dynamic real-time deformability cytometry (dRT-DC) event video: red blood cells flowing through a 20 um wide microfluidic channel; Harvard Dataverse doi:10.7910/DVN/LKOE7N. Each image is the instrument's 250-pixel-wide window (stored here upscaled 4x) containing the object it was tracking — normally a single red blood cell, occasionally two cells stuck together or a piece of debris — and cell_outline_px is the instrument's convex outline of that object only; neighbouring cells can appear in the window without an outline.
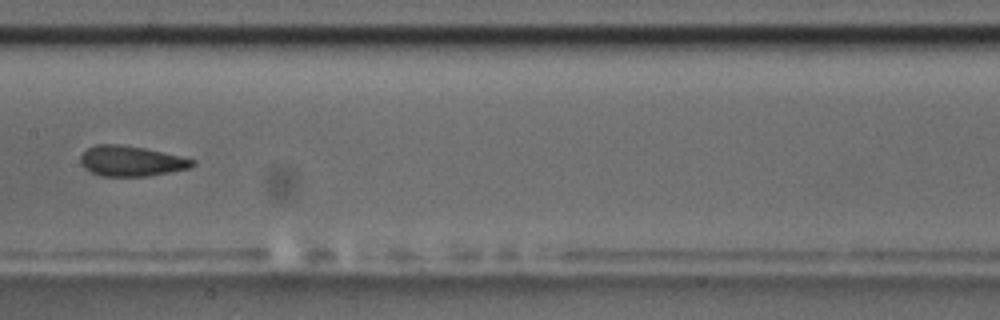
{"species": "common noctule bat (a hibernating species)", "species_latin": "Nyctalus noctula", "temperature_condition": "room temperature", "stored_images_in_passage": 9, "camera_frame_rate_fps": 3000, "um_per_image_px": 0.085, "animal": {"sex": "male", "body_mass_g": 17.5, "forearm_length_mm": 52.3}, "frame": {"image": 1, "passage_image": 8, "time_ms": 8.333, "image_size_px": [1000, 320], "cell_outline_px": [[196, 164], [188, 168], [172, 172], [148, 176], [100, 176], [84, 168], [80, 164], [80, 156], [88, 148], [96, 144], [120, 144], [144, 148], [180, 156], [196, 160]], "centroid_in_image_um": [11.14, 13.69], "position_along_channel_um": 196.3, "area_um2": 19.83}}